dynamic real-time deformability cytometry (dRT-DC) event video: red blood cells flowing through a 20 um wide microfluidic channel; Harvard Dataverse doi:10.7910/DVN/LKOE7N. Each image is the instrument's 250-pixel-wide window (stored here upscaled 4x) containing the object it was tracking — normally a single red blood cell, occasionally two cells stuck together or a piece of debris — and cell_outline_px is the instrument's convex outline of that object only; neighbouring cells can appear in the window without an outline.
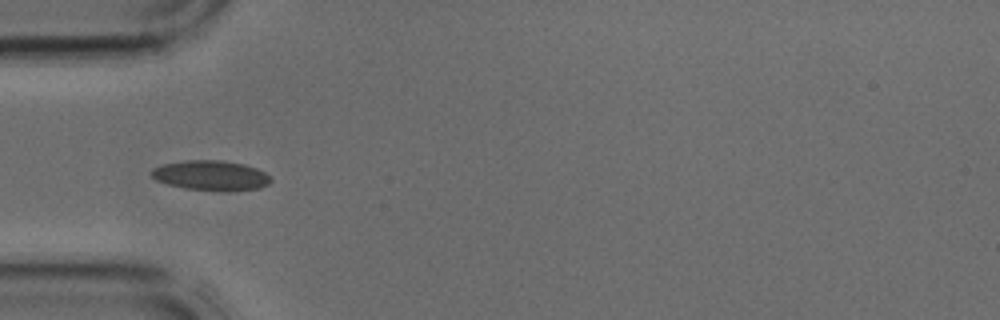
{"species": "common noctule bat (a hibernating species)", "species_latin": "Nyctalus noctula", "temperature_condition": "cold", "stored_images_in_passage": 2, "camera_frame_rate_fps": 3000, "um_per_image_px": 0.085, "animal": {"sex": "male", "body_mass_g": 17.9, "forearm_length_mm": 54.2}, "frame": {"image": 1, "passage_image": 2, "time_ms": 0.333, "image_size_px": [1000, 320], "cell_outline_px": [[272, 180], [268, 184], [260, 188], [184, 188], [168, 184], [156, 180], [152, 176], [152, 168], [164, 164], [184, 160], [220, 160], [244, 164], [256, 168], [264, 172]], "centroid_in_image_um": [17.88, 14.86], "position_along_channel_um": 67.1, "area_um2": 19.77}}